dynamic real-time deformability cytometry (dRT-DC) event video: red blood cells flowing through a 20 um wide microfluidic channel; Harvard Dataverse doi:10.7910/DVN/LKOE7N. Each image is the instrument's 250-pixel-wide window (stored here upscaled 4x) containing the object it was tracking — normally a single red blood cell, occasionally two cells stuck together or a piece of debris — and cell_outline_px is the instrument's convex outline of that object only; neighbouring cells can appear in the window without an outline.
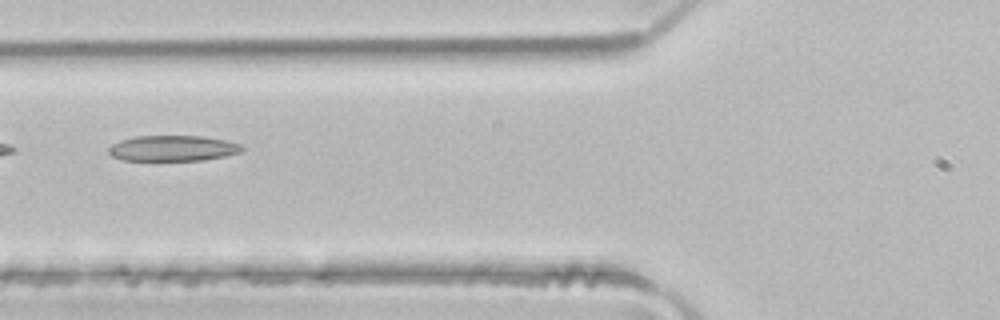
{"species": "common noctule bat (a hibernating species)", "species_latin": "Nyctalus noctula", "temperature_condition": "room temperature", "stored_images_in_passage": 5, "camera_frame_rate_fps": 3000, "um_per_image_px": 0.085, "animal": {"sex": "male", "body_mass_g": 21.5, "forearm_length_mm": 52.0}, "frame": {"image": 1, "passage_image": 5, "time_ms": 1.333, "image_size_px": [1000, 320], "cell_outline_px": [[244, 148], [240, 152], [224, 156], [204, 160], [120, 160], [112, 156], [108, 152], [108, 148], [112, 144], [120, 140], [136, 136], [204, 136], [224, 140], [240, 144]], "centroid_in_image_um": [14.66, 12.6], "position_along_channel_um": 111.1, "area_um2": 19.88}}